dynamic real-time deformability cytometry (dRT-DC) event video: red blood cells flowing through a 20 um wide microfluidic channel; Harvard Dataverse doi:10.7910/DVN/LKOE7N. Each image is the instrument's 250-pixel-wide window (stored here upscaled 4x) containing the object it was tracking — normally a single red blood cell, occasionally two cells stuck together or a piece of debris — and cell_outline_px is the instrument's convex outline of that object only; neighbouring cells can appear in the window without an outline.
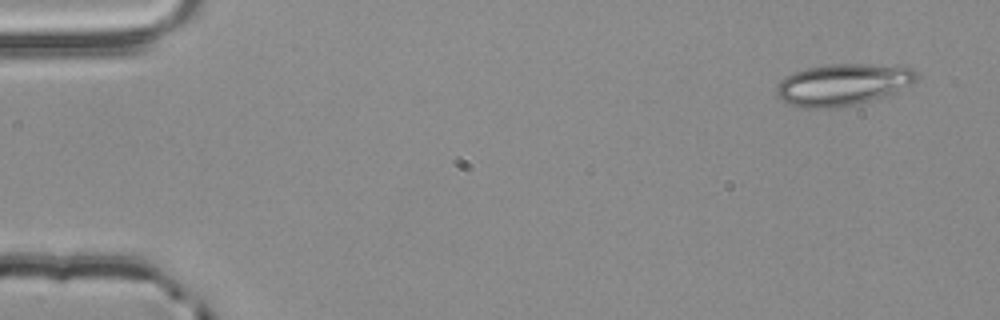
{"species": "common noctule bat (a hibernating species)", "species_latin": "Nyctalus noctula", "temperature_condition": "room temperature", "stored_images_in_passage": 4, "camera_frame_rate_fps": 3000, "um_per_image_px": 0.085, "animal": {"sex": "male", "body_mass_g": 20.4}, "frame": {"image": 1, "passage_image": 1, "time_ms": 0.0, "image_size_px": [1000, 320], "cell_outline_px": [[916, 80], [912, 84], [900, 92], [856, 104], [828, 108], [800, 108], [788, 104], [776, 96], [776, 88], [780, 80], [784, 76], [792, 72], [808, 68], [828, 64], [868, 64], [912, 68], [916, 72]], "centroid_in_image_um": [71.61, 7.2], "position_along_channel_um": 13.4, "area_um2": 34.22}}